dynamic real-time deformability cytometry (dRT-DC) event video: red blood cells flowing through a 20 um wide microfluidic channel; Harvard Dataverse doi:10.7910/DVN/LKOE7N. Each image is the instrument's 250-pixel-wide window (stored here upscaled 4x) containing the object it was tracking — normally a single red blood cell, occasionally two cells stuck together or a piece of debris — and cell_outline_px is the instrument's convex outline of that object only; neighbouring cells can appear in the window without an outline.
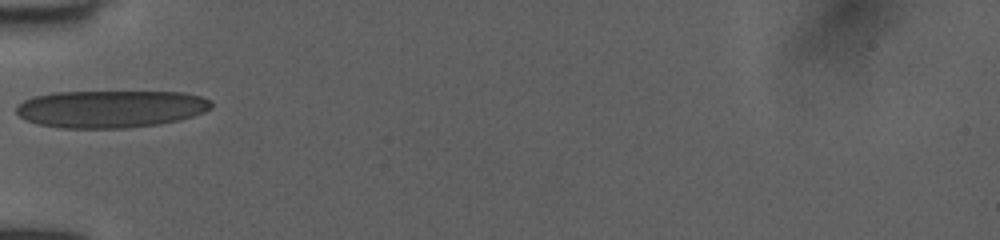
{"species": "human", "species_latin": "Homo sapiens", "temperature_condition": "room temperature", "stored_images_in_passage": 10, "camera_frame_rate_fps": 3000, "um_per_image_px": 0.085, "donor": {"sex": "female"}, "frame": {"image": 1, "passage_image": 1, "time_ms": 0.0, "image_size_px": [1000, 240], "cell_outline_px": [[212, 108], [204, 112], [180, 120], [160, 124], [124, 128], [60, 128], [40, 124], [24, 120], [16, 112], [16, 104], [32, 96], [52, 92], [184, 92], [200, 96], [212, 100]], "centroid_in_image_um": [9.4, 9.25], "position_along_channel_um": 75.6, "area_um2": 42.83}}
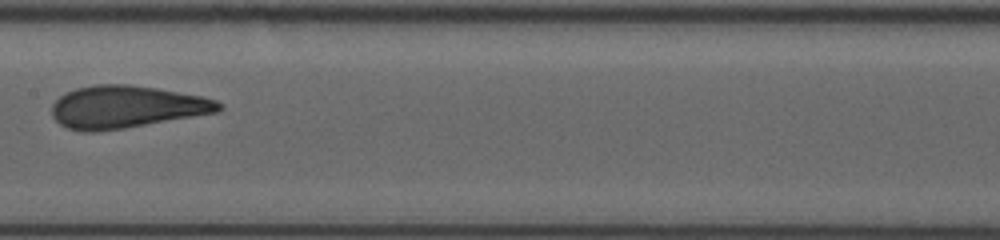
{"frame": {"image": 2, "passage_image": 5, "time_ms": 1.333, "image_size_px": [1000, 240], "cell_outline_px": [[224, 108], [220, 112], [124, 128], [92, 132], [80, 132], [68, 128], [60, 124], [52, 116], [52, 104], [64, 92], [76, 88], [96, 84], [128, 84], [156, 88], [200, 96], [216, 100], [224, 104]], "centroid_in_image_um": [10.74, 9.09], "position_along_channel_um": 196.7, "area_um2": 41.38}}
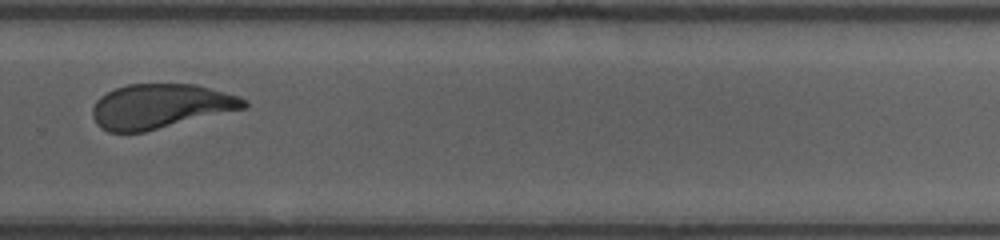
{"frame": {"image": 3, "passage_image": 9, "time_ms": 2.667, "image_size_px": [1000, 240], "cell_outline_px": [[248, 104], [244, 108], [144, 132], [108, 132], [100, 128], [96, 124], [92, 116], [92, 108], [96, 100], [100, 96], [116, 88], [128, 84], [196, 84], [240, 96], [248, 100]], "centroid_in_image_um": [13.61, 9.03], "position_along_channel_um": 316.2, "area_um2": 39.25}}